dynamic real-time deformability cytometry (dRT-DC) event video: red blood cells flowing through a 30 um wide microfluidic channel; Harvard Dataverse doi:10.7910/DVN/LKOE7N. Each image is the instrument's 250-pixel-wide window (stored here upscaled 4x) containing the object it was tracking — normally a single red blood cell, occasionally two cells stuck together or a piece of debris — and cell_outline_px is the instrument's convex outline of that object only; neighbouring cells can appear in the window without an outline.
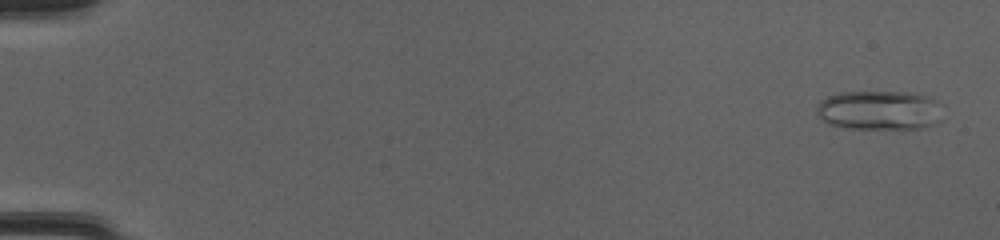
{"species": "common noctule bat (a hibernating species)", "species_latin": "Nyctalus noctula", "temperature_condition": "cold", "stored_images_in_passage": 50, "camera_frame_rate_fps": 3000, "um_per_image_px": 0.085, "animal": {"sex": "female", "body_mass_g": 20.0, "forearm_length_mm": 54.0}, "frame": {"image": 1, "passage_image": 2, "time_ms": 0.333, "image_size_px": [1000, 240], "cell_outline_px": [[944, 104], [940, 120], [936, 124], [920, 128], [844, 128], [828, 124], [816, 116], [816, 108], [820, 100], [828, 96], [840, 92], [908, 92], [928, 96]], "centroid_in_image_um": [74.76, 9.37], "position_along_channel_um": 10.2, "area_um2": 29.42}}
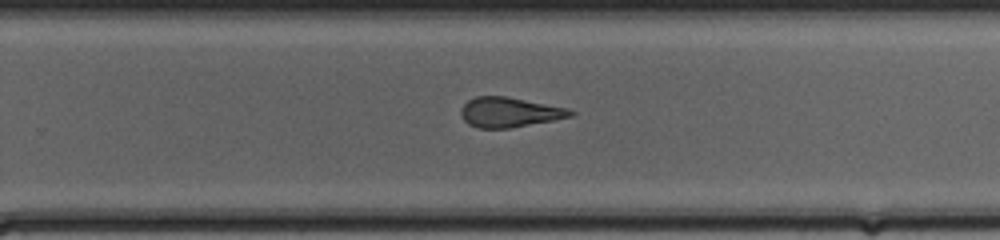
{"frame": {"image": 2, "passage_image": 34, "time_ms": 11.0, "image_size_px": [1000, 240], "cell_outline_px": [[576, 112], [572, 116], [552, 120], [508, 128], [476, 128], [468, 124], [464, 120], [460, 112], [460, 108], [468, 100], [476, 96], [508, 96], [568, 108]], "centroid_in_image_um": [43.28, 9.53], "position_along_channel_um": 286.5, "area_um2": 19.07}}
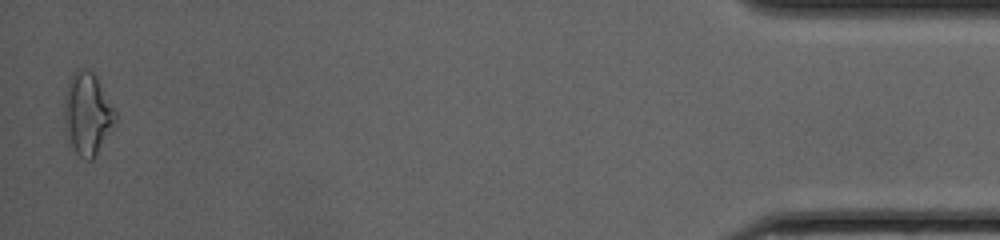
{"frame": {"image": 3, "passage_image": 50, "time_ms": 16.333, "image_size_px": [1000, 240], "cell_outline_px": [[116, 120], [112, 128], [92, 160], [84, 160], [68, 144], [64, 128], [64, 96], [72, 72], [76, 68], [84, 68], [92, 72], [96, 76], [116, 108]], "centroid_in_image_um": [7.41, 9.65], "position_along_channel_um": 427.8, "area_um2": 24.85}, "authors_computed_cell_mechanics": {"area_um2": 21.1837, "velocity_mm_per_s": 4.1605, "shape_relaxation_time_tau1_ms": null, "shape_relaxation_time_tau2_ms": 2.9076, "deformation_change_tau1": null, "deformation_change_tau2": 0.1235}}